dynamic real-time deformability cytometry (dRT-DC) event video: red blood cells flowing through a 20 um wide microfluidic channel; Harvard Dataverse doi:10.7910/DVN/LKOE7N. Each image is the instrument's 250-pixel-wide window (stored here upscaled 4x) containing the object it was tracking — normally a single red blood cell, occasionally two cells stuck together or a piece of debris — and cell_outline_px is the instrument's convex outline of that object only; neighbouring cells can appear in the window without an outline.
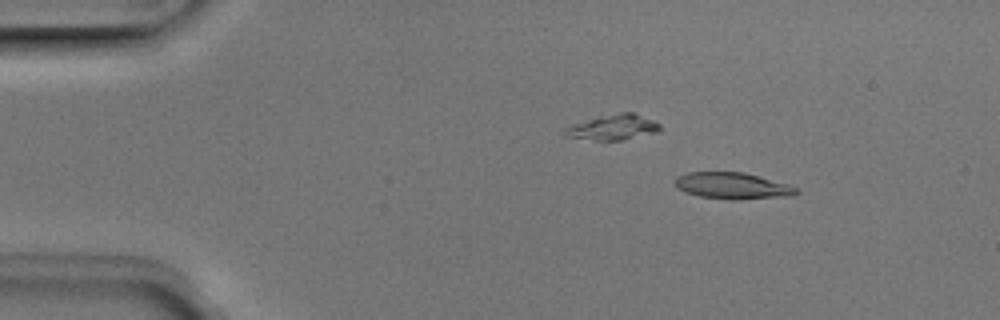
{"species": "Egyptian fruit bat (a non-hibernating species)", "species_latin": "Rousettus aegyptiacus", "temperature_condition": "room temperature", "stored_images_in_passage": 5, "camera_frame_rate_fps": 3000, "um_per_image_px": 0.085, "animal": {"sex": "male"}, "frame": {"image": 1, "passage_image": 2, "time_ms": 0.333, "image_size_px": [1000, 320], "cell_outline_px": [[800, 192], [792, 196], [740, 200], [728, 200], [700, 196], [684, 192], [676, 188], [676, 176], [688, 172], [744, 172], [788, 184], [796, 188]], "centroid_in_image_um": [62.27, 15.8], "position_along_channel_um": 22.7, "area_um2": 18.9}}